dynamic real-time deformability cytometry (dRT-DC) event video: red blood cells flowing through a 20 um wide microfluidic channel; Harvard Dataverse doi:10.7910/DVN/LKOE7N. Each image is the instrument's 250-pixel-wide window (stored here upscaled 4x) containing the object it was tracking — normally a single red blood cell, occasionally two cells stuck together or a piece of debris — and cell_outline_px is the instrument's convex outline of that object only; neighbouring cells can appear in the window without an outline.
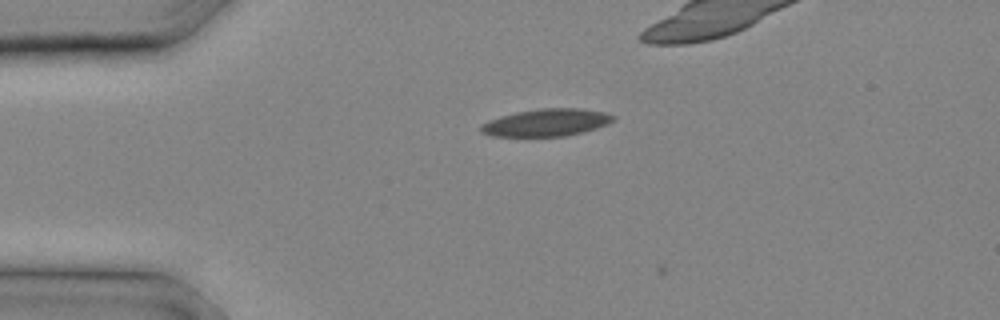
{"species": "common noctule bat (a hibernating species)", "species_latin": "Nyctalus noctula", "temperature_condition": "cold", "stored_images_in_passage": 3, "camera_frame_rate_fps": 3000, "um_per_image_px": 0.085, "animal": {"sex": "male", "body_mass_g": 20.4}, "frame": {"image": 1, "passage_image": 2, "time_ms": 0.333, "image_size_px": [1000, 320], "cell_outline_px": [[616, 120], [608, 124], [584, 132], [564, 136], [492, 136], [480, 132], [480, 124], [488, 120], [500, 116], [516, 112], [540, 108], [580, 108], [604, 112], [616, 116]], "centroid_in_image_um": [46.45, 10.41], "position_along_channel_um": 38.5, "area_um2": 21.27}}